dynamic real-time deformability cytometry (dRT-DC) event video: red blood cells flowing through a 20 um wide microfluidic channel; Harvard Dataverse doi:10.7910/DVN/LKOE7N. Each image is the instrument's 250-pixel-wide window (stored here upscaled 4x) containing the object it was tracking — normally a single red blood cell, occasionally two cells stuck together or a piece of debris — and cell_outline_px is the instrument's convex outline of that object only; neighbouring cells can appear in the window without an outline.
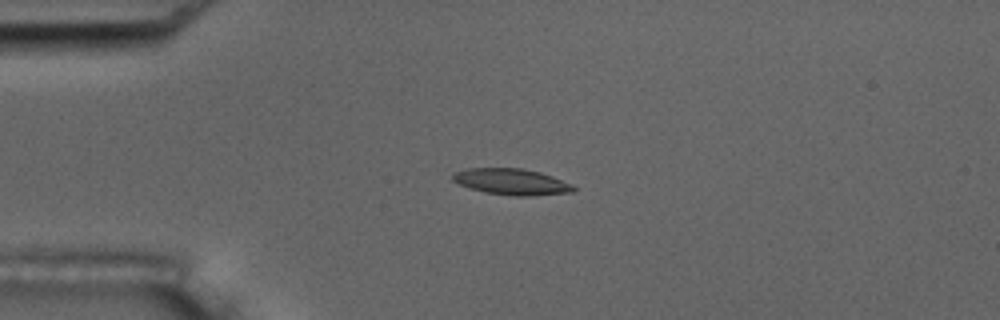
{"species": "common noctule bat (a hibernating species)", "species_latin": "Nyctalus noctula", "temperature_condition": "room temperature", "stored_images_in_passage": 5, "camera_frame_rate_fps": 3000, "um_per_image_px": 0.085, "animal": {"sex": "male", "body_mass_g": 17.5, "forearm_length_mm": 52.3}, "frame": {"image": 1, "passage_image": 4, "time_ms": 1.0, "image_size_px": [1000, 320], "cell_outline_px": [[576, 188], [572, 192], [532, 196], [516, 196], [484, 192], [468, 188], [452, 180], [452, 172], [468, 168], [524, 168], [540, 172], [552, 176], [572, 184]], "centroid_in_image_um": [43.46, 15.44], "position_along_channel_um": 41.5, "area_um2": 18.55}}